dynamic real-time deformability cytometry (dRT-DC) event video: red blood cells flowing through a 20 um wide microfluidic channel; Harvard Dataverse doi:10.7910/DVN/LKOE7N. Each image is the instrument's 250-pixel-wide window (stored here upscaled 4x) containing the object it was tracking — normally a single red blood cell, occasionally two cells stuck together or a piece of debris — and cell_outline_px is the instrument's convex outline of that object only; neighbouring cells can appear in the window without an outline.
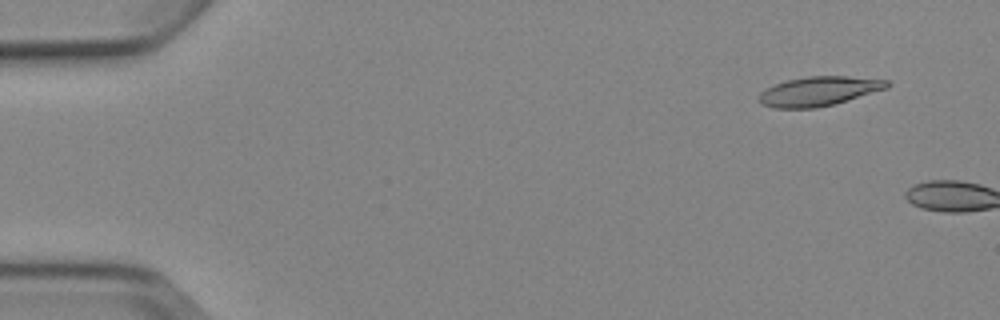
{"species": "Egyptian fruit bat (a non-hibernating species)", "species_latin": "Rousettus aegyptiacus", "temperature_condition": "cold", "stored_images_in_passage": 2, "camera_frame_rate_fps": 3000, "um_per_image_px": 0.085, "animal": {"sex": "female"}, "frame": {"image": 1, "passage_image": 1, "time_ms": 0.0, "image_size_px": [1000, 320], "cell_outline_px": [[892, 84], [888, 88], [836, 104], [816, 108], [772, 108], [760, 104], [760, 92], [764, 88], [784, 80], [808, 76], [848, 76], [888, 80]], "centroid_in_image_um": [69.6, 7.75], "position_along_channel_um": 15.4, "area_um2": 22.25}}